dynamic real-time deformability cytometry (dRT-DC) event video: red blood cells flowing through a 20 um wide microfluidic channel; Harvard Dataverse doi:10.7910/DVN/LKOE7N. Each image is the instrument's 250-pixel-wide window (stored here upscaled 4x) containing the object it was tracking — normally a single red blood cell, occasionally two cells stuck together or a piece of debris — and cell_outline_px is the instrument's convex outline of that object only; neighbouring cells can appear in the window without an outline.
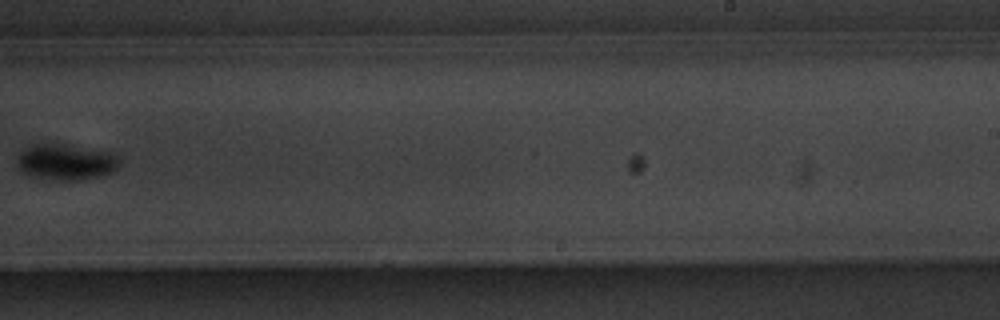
{"species": "common noctule bat (a hibernating species)", "species_latin": "Nyctalus noctula", "temperature_condition": "warm", "stored_images_in_passage": 11, "camera_frame_rate_fps": 3000, "um_per_image_px": 0.085, "animal": {"sex": "male", "body_mass_g": 20.1, "forearm_length_mm": 53.5}, "frame": {"image": 1, "passage_image": 11, "time_ms": 12.333, "image_size_px": [1000, 320], "cell_outline_px": [[120, 164], [112, 172], [100, 176], [80, 180], [68, 180], [32, 176], [24, 172], [16, 164], [16, 156], [24, 148], [32, 144], [64, 144], [104, 152], [116, 156], [120, 160]], "centroid_in_image_um": [5.55, 13.77], "position_along_channel_um": 283.5, "area_um2": 20.98}}